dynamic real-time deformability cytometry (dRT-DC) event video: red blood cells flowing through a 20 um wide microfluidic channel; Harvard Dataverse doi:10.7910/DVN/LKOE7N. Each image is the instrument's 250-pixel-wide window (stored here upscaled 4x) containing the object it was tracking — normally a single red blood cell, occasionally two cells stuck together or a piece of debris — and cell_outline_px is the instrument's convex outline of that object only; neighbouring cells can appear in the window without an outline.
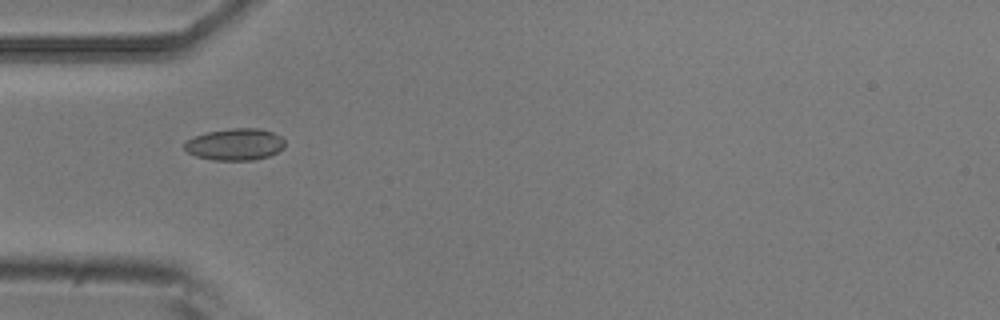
{"species": "common noctule bat (a hibernating species)", "species_latin": "Nyctalus noctula", "temperature_condition": "room temperature", "stored_images_in_passage": 2, "camera_frame_rate_fps": 3000, "um_per_image_px": 0.085, "animal": {"sex": "male", "body_mass_g": 20.5, "forearm_length_mm": 52.5}, "frame": {"image": 1, "passage_image": 1, "time_ms": 0.0, "image_size_px": [1000, 320], "cell_outline_px": [[284, 148], [268, 156], [252, 160], [212, 160], [196, 156], [188, 152], [184, 148], [184, 144], [192, 136], [208, 132], [232, 128], [260, 128], [272, 132], [280, 136], [284, 140]], "centroid_in_image_um": [19.97, 12.27], "position_along_channel_um": 65.0, "area_um2": 18.55}}
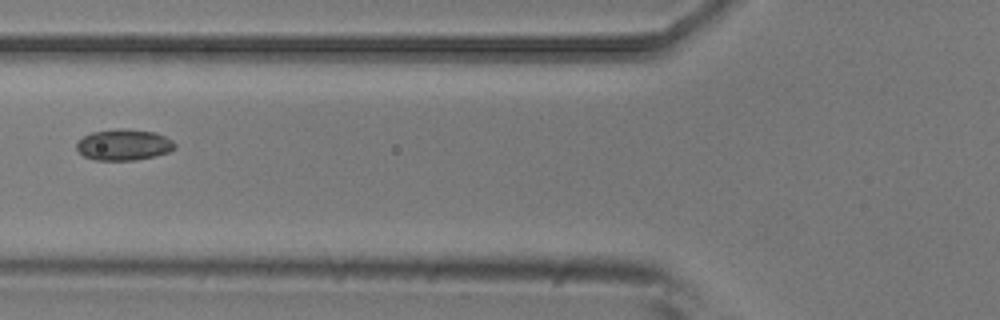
{"frame": {"image": 2, "passage_image": 2, "time_ms": 0.333, "image_size_px": [1000, 320], "cell_outline_px": [[176, 148], [168, 152], [156, 156], [136, 160], [96, 160], [84, 156], [76, 148], [76, 140], [92, 132], [120, 128], [124, 128], [156, 132], [172, 140], [176, 144]], "centroid_in_image_um": [10.53, 12.3], "position_along_channel_um": 115.3, "area_um2": 17.98}}